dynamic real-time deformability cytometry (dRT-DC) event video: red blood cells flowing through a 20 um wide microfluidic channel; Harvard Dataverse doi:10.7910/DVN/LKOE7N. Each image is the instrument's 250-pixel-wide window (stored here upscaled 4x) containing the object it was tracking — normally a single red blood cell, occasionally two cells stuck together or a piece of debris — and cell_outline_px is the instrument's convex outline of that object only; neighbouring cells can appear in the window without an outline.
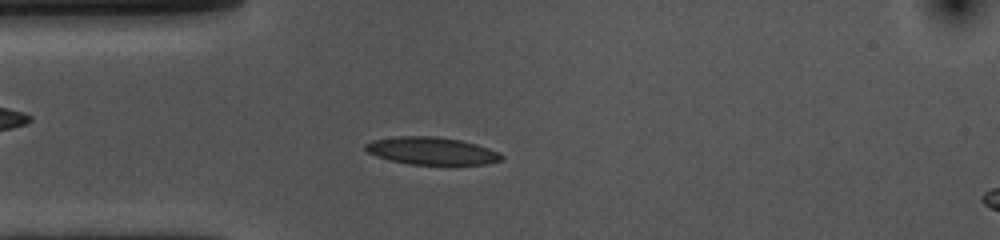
{"species": "common noctule bat (a hibernating species)", "species_latin": "Nyctalus noctula", "temperature_condition": "cold", "stored_images_in_passage": 53, "camera_frame_rate_fps": 3000, "um_per_image_px": 0.085, "animal": {"sex": "female", "body_mass_g": 10.0, "forearm_length_mm": 53.1}, "frame": {"image": 1, "passage_image": 12, "time_ms": 3.667, "image_size_px": [1000, 240], "cell_outline_px": [[504, 156], [500, 160], [488, 164], [408, 164], [388, 160], [376, 156], [368, 152], [364, 148], [364, 144], [372, 140], [396, 136], [436, 136], [460, 140], [476, 144], [488, 148]], "centroid_in_image_um": [36.63, 12.82], "position_along_channel_um": 48.4, "area_um2": 21.73}}
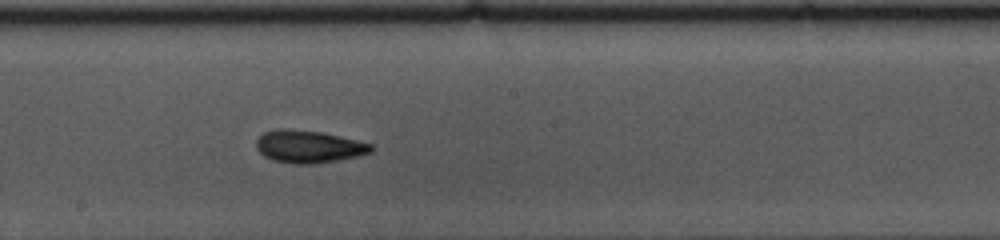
{"frame": {"image": 2, "passage_image": 27, "time_ms": 8.667, "image_size_px": [1000, 240], "cell_outline_px": [[376, 148], [372, 152], [360, 156], [312, 164], [292, 164], [272, 160], [264, 156], [256, 148], [256, 140], [264, 132], [276, 128], [284, 128], [320, 132], [340, 136], [372, 144]], "centroid_in_image_um": [26.24, 12.46], "position_along_channel_um": 222.0, "area_um2": 21.91}}
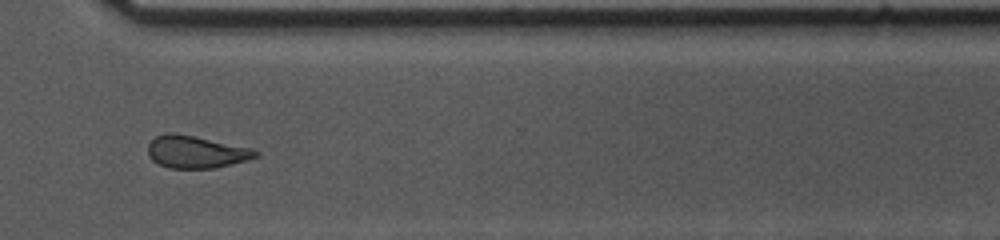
{"frame": {"image": 3, "passage_image": 38, "time_ms": 12.333, "image_size_px": [1000, 240], "cell_outline_px": [[260, 152], [256, 156], [248, 160], [212, 168], [168, 168], [152, 160], [148, 156], [148, 144], [156, 136], [168, 132], [176, 132], [252, 148]], "centroid_in_image_um": [16.64, 12.9], "position_along_channel_um": 354.0, "area_um2": 20.29}, "authors_computed_cell_mechanics": {"area_um2": 21.097, "velocity_mm_per_s": 3.6066, "shape_relaxation_time_tau1_ms": 2.8591, "shape_relaxation_time_tau2_ms": 2.7547, "deformation_change_tau1": 0.1307, "deformation_change_tau2": 0.1002}}